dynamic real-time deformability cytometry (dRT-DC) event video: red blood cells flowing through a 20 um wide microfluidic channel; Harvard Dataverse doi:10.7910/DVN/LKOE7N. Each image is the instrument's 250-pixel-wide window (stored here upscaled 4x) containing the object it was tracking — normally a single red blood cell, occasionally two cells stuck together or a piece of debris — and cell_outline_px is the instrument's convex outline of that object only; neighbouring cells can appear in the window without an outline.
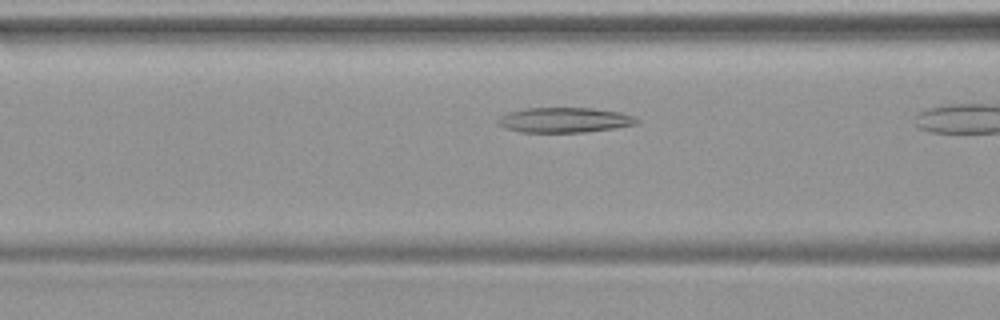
{"species": "common noctule bat (a hibernating species)", "species_latin": "Nyctalus noctula", "temperature_condition": "warm", "stored_images_in_passage": 13, "camera_frame_rate_fps": 3000, "um_per_image_px": 0.085, "animal": {"sex": "female", "body_mass_g": 19.9}, "frame": {"image": 1, "passage_image": 11, "time_ms": 3.333, "image_size_px": [1000, 320], "cell_outline_px": [[640, 124], [616, 128], [584, 132], [520, 132], [504, 128], [496, 124], [496, 120], [500, 116], [508, 112], [524, 108], [592, 108], [620, 112], [632, 116], [640, 120]], "centroid_in_image_um": [47.97, 10.2], "position_along_channel_um": 118.6, "area_um2": 20.52}}